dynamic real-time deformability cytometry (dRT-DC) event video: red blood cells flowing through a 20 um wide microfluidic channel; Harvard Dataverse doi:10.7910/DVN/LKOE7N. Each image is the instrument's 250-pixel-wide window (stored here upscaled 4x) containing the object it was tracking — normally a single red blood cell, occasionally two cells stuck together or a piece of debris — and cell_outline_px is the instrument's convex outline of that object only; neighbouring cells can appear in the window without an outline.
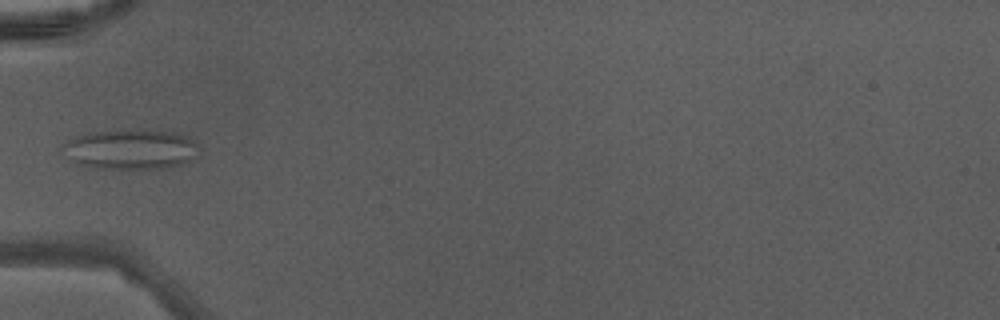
{"species": "Egyptian fruit bat (a non-hibernating species)", "species_latin": "Rousettus aegyptiacus", "temperature_condition": "warm", "stored_images_in_passage": 22, "camera_frame_rate_fps": 3000, "um_per_image_px": 0.085, "animal": {"sex": "male"}, "frame": {"image": 1, "passage_image": 1, "time_ms": 0.0, "image_size_px": [1000, 320], "cell_outline_px": [[200, 148], [196, 156], [184, 164], [164, 168], [100, 168], [80, 164], [72, 160], [60, 152], [60, 148], [68, 140], [76, 136], [92, 132], [172, 132], [184, 136], [192, 140]], "centroid_in_image_um": [11.09, 12.73], "position_along_channel_um": 73.9, "area_um2": 30.81}}